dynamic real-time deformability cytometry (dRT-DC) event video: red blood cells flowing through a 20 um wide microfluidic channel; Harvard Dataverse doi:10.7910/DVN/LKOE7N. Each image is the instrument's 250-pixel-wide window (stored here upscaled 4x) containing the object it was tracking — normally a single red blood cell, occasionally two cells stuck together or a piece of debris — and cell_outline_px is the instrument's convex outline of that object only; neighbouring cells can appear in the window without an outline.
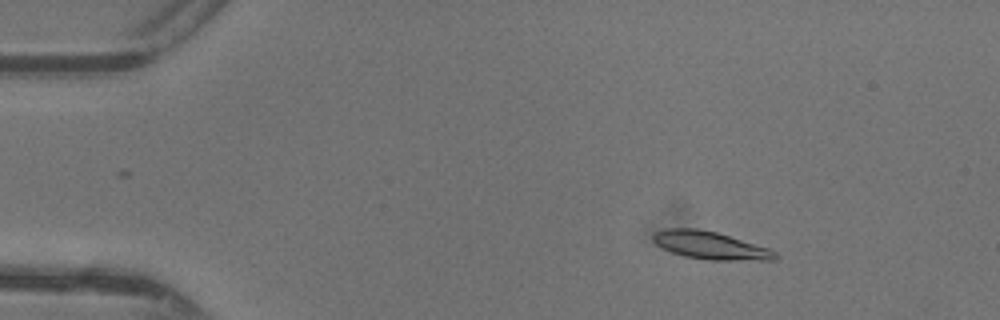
{"species": "common noctule bat (a hibernating species)", "species_latin": "Nyctalus noctula", "temperature_condition": "warm", "stored_images_in_passage": 48, "camera_frame_rate_fps": 3000, "um_per_image_px": 0.085, "animal": {"sex": "female"}, "frame": {"image": 1, "passage_image": 8, "time_ms": 2.333, "image_size_px": [1000, 320], "cell_outline_px": [[780, 256], [776, 260], [708, 260], [684, 256], [672, 252], [656, 244], [652, 240], [652, 236], [656, 232], [664, 228], [696, 228], [716, 232], [768, 248], [776, 252]], "centroid_in_image_um": [60.38, 20.86], "position_along_channel_um": 24.6, "area_um2": 19.65}}
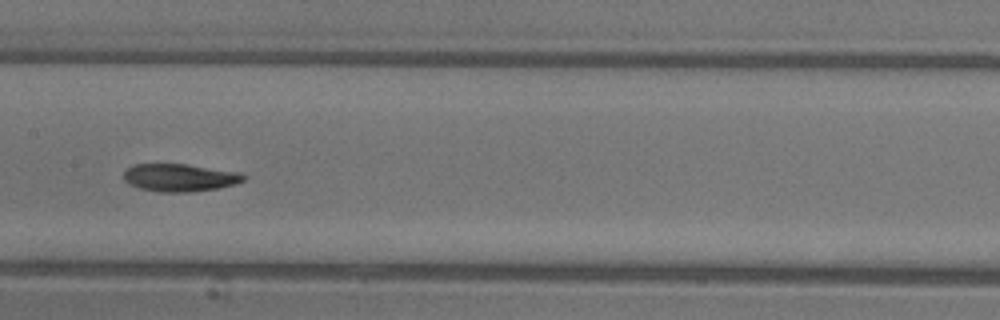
{"frame": {"image": 2, "passage_image": 25, "time_ms": 8.0, "image_size_px": [1000, 320], "cell_outline_px": [[244, 180], [236, 184], [220, 188], [192, 192], [160, 192], [140, 188], [128, 184], [124, 180], [124, 172], [132, 164], [188, 164], [240, 172], [244, 176]], "centroid_in_image_um": [15.28, 15.1], "position_along_channel_um": 192.1, "area_um2": 19.48}}
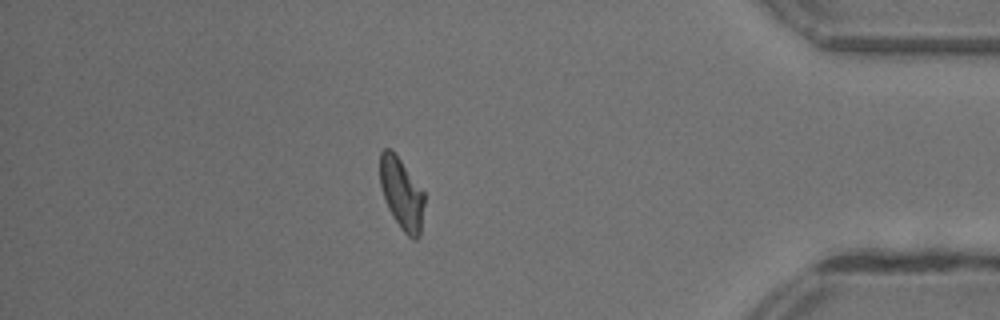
{"frame": {"image": 3, "passage_image": 42, "time_ms": 13.667, "image_size_px": [1000, 320], "cell_outline_px": [[424, 204], [420, 236], [416, 240], [412, 240], [400, 228], [392, 216], [388, 208], [380, 184], [380, 152], [384, 148], [388, 148], [400, 160], [424, 192]], "centroid_in_image_um": [34.14, 16.51], "position_along_channel_um": 401.1, "area_um2": 18.26}, "authors_computed_cell_mechanics": {"area_um2": 19.1318, "velocity_mm_per_s": 4.3968, "shape_relaxation_time_tau1_ms": 3.1222, "shape_relaxation_time_tau2_ms": 5.6645, "deformation_change_tau1": 0.1498, "deformation_change_tau2": 0.1191}}